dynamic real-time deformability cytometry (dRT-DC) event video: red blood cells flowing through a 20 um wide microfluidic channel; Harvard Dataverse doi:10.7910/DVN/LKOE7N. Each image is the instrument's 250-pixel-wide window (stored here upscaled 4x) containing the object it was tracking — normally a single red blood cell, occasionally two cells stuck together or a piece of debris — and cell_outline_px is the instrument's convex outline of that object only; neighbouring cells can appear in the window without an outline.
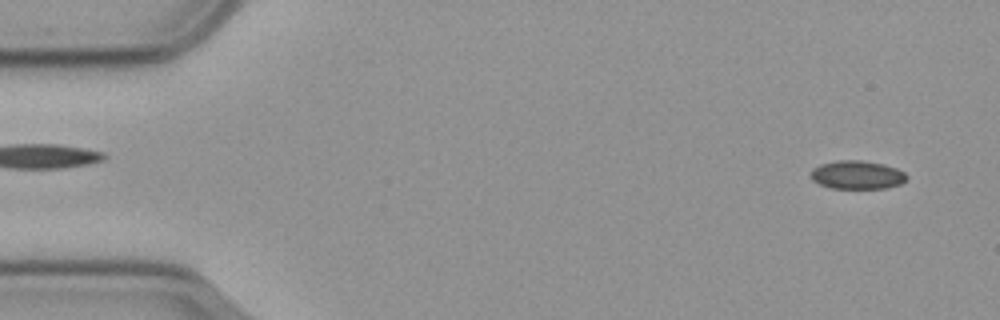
{"species": "common noctule bat (a hibernating species)", "species_latin": "Nyctalus noctula", "temperature_condition": "cold", "stored_images_in_passage": 14, "camera_frame_rate_fps": 3000, "um_per_image_px": 0.085, "animal": {"sex": "male", "body_mass_g": 23.1, "forearm_length_mm": 52.7}, "frame": {"image": 1, "passage_image": 4, "time_ms": 1.0, "image_size_px": [1000, 320], "cell_outline_px": [[908, 180], [900, 184], [888, 188], [832, 188], [820, 184], [812, 180], [812, 168], [820, 164], [836, 160], [860, 160], [884, 164], [896, 168], [904, 172], [908, 176]], "centroid_in_image_um": [72.89, 14.86], "position_along_channel_um": 12.1, "area_um2": 15.95}}